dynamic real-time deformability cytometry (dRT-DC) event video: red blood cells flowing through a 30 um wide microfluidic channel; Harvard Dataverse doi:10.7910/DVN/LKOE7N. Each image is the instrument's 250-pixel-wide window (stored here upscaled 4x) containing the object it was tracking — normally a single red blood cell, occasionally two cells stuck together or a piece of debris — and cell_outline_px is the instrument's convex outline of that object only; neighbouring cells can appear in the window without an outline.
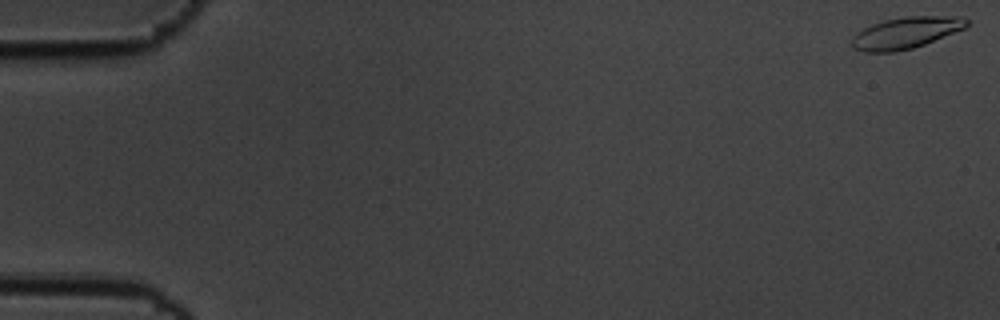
{"species": "common noctule bat (a hibernating species)", "species_latin": "Nyctalus noctula", "temperature_condition": "cold", "stored_images_in_passage": 59, "camera_frame_rate_fps": 3000, "um_per_image_px": 0.085, "animal": {"sex": "male", "body_mass_g": 19.5, "forearm_length_mm": 54.6}, "frame": {"image": 1, "passage_image": 1, "time_ms": 0.0, "image_size_px": [1000, 320], "cell_outline_px": [[968, 24], [964, 28], [924, 44], [912, 48], [892, 52], [864, 52], [852, 48], [852, 36], [856, 32], [872, 24], [884, 20], [904, 16], [960, 16], [968, 20]], "centroid_in_image_um": [76.95, 2.78], "position_along_channel_um": 8.0, "area_um2": 20.98}}
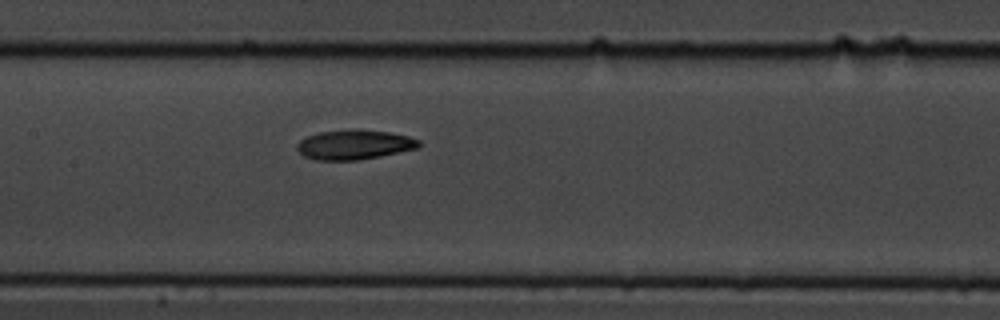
{"frame": {"image": 2, "passage_image": 29, "time_ms": 9.333, "image_size_px": [1000, 320], "cell_outline_px": [[420, 148], [360, 160], [316, 160], [304, 156], [296, 148], [296, 144], [300, 140], [308, 136], [320, 132], [356, 128], [388, 132], [408, 136], [420, 140]], "centroid_in_image_um": [30.13, 12.29], "position_along_channel_um": 177.3, "area_um2": 21.21}}
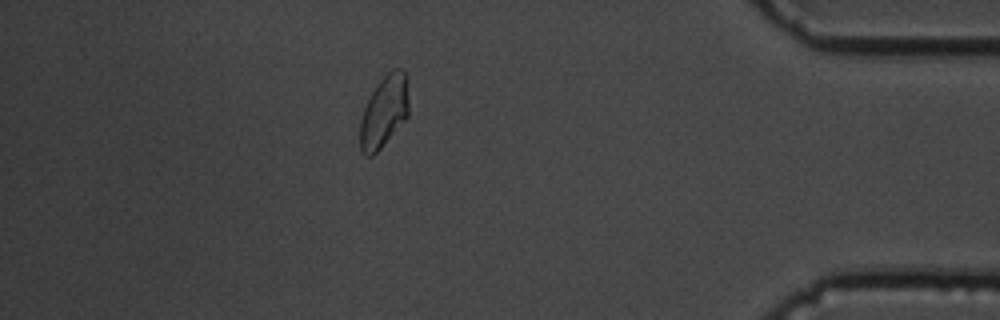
{"frame": {"image": 3, "passage_image": 52, "time_ms": 17.0, "image_size_px": [1000, 320], "cell_outline_px": [[408, 116], [380, 148], [372, 156], [364, 156], [360, 152], [360, 120], [364, 108], [376, 84], [392, 68], [404, 68], [408, 76]], "centroid_in_image_um": [32.66, 9.44], "position_along_channel_um": 402.5, "area_um2": 20.58}, "authors_computed_cell_mechanics": {"area_um2": 20.7502, "velocity_mm_per_s": 3.4382, "shape_relaxation_time_tau1_ms": 3.4239, "shape_relaxation_time_tau2_ms": 2.862, "deformation_change_tau1": 0.1418, "deformation_change_tau2": 0.0666}}